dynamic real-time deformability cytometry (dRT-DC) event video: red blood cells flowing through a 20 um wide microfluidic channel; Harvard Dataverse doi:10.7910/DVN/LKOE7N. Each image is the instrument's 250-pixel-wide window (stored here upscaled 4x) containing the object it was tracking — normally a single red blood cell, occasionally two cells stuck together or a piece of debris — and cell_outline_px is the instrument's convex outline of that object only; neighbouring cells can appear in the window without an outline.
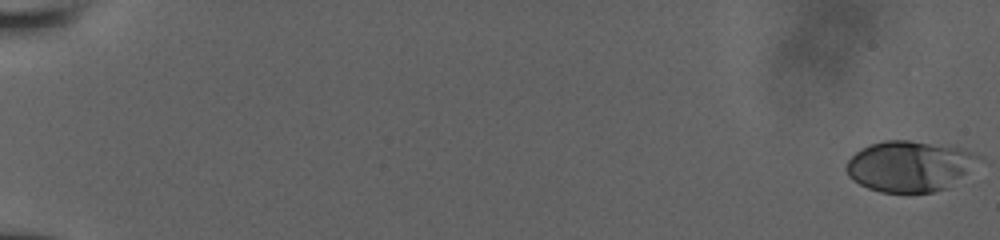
{"species": "human", "species_latin": "Homo sapiens", "temperature_condition": "room temperature", "stored_images_in_passage": 54, "camera_frame_rate_fps": 3000, "um_per_image_px": 0.085, "donor": {"sex": "male"}, "frame": {"image": 1, "passage_image": 1, "time_ms": 0.0, "image_size_px": [1000, 240], "cell_outline_px": [[984, 160], [948, 188], [932, 192], [880, 192], [868, 188], [852, 180], [848, 176], [844, 168], [848, 160], [860, 148], [884, 140], [908, 140], [964, 148], [976, 152]], "centroid_in_image_um": [77.35, 14.12], "position_along_channel_um": 7.6, "area_um2": 39.59}}
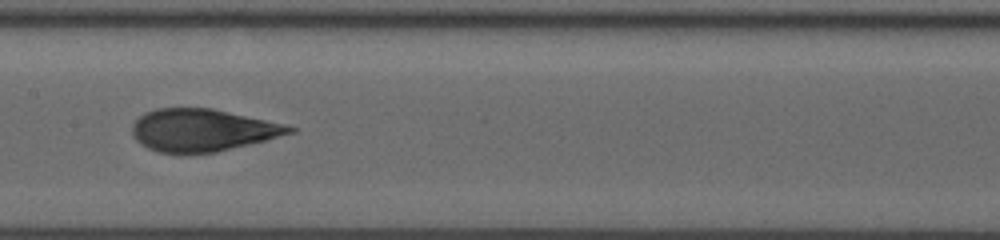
{"frame": {"image": 2, "passage_image": 30, "time_ms": 10.0, "image_size_px": [1000, 240], "cell_outline_px": [[296, 132], [216, 152], [160, 152], [148, 148], [136, 140], [132, 136], [132, 124], [144, 112], [156, 108], [212, 108], [288, 124], [296, 128]], "centroid_in_image_um": [17.22, 11.04], "position_along_channel_um": 190.2, "area_um2": 38.61}}
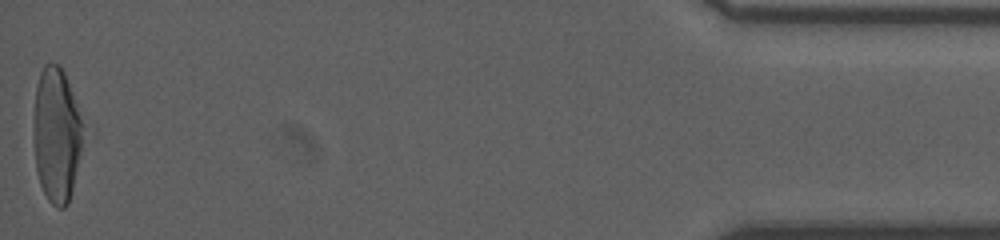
{"frame": {"image": 3, "passage_image": 54, "time_ms": 18.0, "image_size_px": [1000, 240], "cell_outline_px": [[80, 152], [72, 188], [68, 204], [64, 208], [56, 208], [48, 200], [40, 184], [36, 168], [36, 88], [40, 72], [44, 64], [60, 64], [64, 72], [80, 120]], "centroid_in_image_um": [4.79, 11.5], "position_along_channel_um": 430.4, "area_um2": 36.7}}